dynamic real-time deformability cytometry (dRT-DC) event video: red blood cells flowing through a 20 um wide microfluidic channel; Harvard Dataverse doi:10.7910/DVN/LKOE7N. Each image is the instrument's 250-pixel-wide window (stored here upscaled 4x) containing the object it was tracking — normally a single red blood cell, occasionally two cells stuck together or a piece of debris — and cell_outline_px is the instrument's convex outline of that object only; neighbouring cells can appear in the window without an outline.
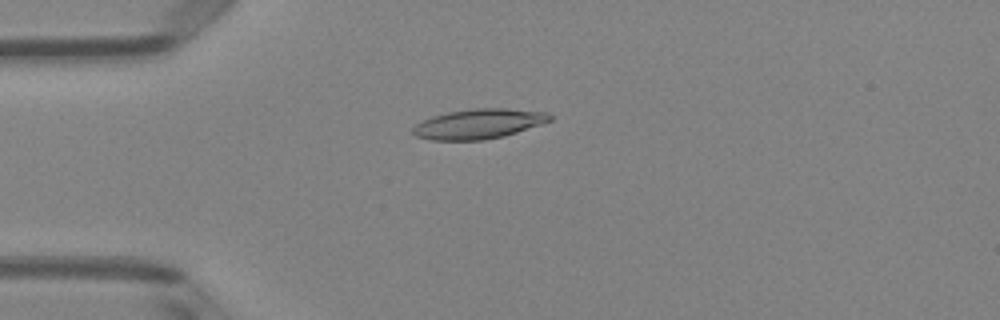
{"species": "Egyptian fruit bat (a non-hibernating species)", "species_latin": "Rousettus aegyptiacus", "temperature_condition": "room temperature", "stored_images_in_passage": 5, "camera_frame_rate_fps": 3000, "um_per_image_px": 0.085, "animal": {"sex": "female"}, "frame": {"image": 1, "passage_image": 3, "time_ms": 0.667, "image_size_px": [1000, 320], "cell_outline_px": [[552, 120], [504, 136], [484, 140], [432, 140], [416, 136], [412, 132], [412, 128], [416, 124], [432, 116], [448, 112], [472, 108], [508, 108], [548, 112], [552, 116]], "centroid_in_image_um": [40.69, 10.52], "position_along_channel_um": 44.3, "area_um2": 23.81}}
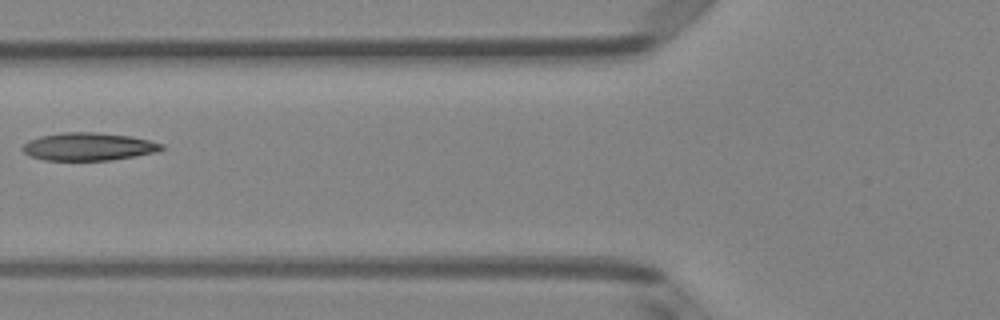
{"frame": {"image": 2, "passage_image": 5, "time_ms": 1.333, "image_size_px": [1000, 320], "cell_outline_px": [[164, 148], [156, 152], [112, 160], [44, 160], [28, 156], [20, 148], [28, 140], [40, 136], [64, 132], [96, 132], [132, 136], [164, 144]], "centroid_in_image_um": [7.49, 12.46], "position_along_channel_um": 118.3, "area_um2": 22.66}}